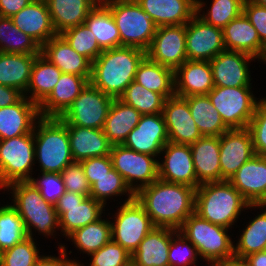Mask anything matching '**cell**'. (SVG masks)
<instances>
[{
  "label": "cell",
  "mask_w": 266,
  "mask_h": 266,
  "mask_svg": "<svg viewBox=\"0 0 266 266\" xmlns=\"http://www.w3.org/2000/svg\"><path fill=\"white\" fill-rule=\"evenodd\" d=\"M196 188L157 179L141 188L135 198L145 208L155 227L174 230L195 212Z\"/></svg>",
  "instance_id": "obj_1"
},
{
  "label": "cell",
  "mask_w": 266,
  "mask_h": 266,
  "mask_svg": "<svg viewBox=\"0 0 266 266\" xmlns=\"http://www.w3.org/2000/svg\"><path fill=\"white\" fill-rule=\"evenodd\" d=\"M3 190L12 194L10 203H13L12 206L23 220L28 237L33 238V233L37 231L46 238H52L53 235L56 236L57 230L60 231L55 205L44 200L31 182H13Z\"/></svg>",
  "instance_id": "obj_4"
},
{
  "label": "cell",
  "mask_w": 266,
  "mask_h": 266,
  "mask_svg": "<svg viewBox=\"0 0 266 266\" xmlns=\"http://www.w3.org/2000/svg\"><path fill=\"white\" fill-rule=\"evenodd\" d=\"M67 43L91 63L102 53L97 39L85 23L69 28L60 34Z\"/></svg>",
  "instance_id": "obj_46"
},
{
  "label": "cell",
  "mask_w": 266,
  "mask_h": 266,
  "mask_svg": "<svg viewBox=\"0 0 266 266\" xmlns=\"http://www.w3.org/2000/svg\"><path fill=\"white\" fill-rule=\"evenodd\" d=\"M229 182L250 205L266 204V156L254 155Z\"/></svg>",
  "instance_id": "obj_21"
},
{
  "label": "cell",
  "mask_w": 266,
  "mask_h": 266,
  "mask_svg": "<svg viewBox=\"0 0 266 266\" xmlns=\"http://www.w3.org/2000/svg\"><path fill=\"white\" fill-rule=\"evenodd\" d=\"M41 54L62 73L86 77L90 81L92 63L78 54L60 34L49 39L41 47Z\"/></svg>",
  "instance_id": "obj_25"
},
{
  "label": "cell",
  "mask_w": 266,
  "mask_h": 266,
  "mask_svg": "<svg viewBox=\"0 0 266 266\" xmlns=\"http://www.w3.org/2000/svg\"><path fill=\"white\" fill-rule=\"evenodd\" d=\"M190 147L198 182H220V137L202 136Z\"/></svg>",
  "instance_id": "obj_29"
},
{
  "label": "cell",
  "mask_w": 266,
  "mask_h": 266,
  "mask_svg": "<svg viewBox=\"0 0 266 266\" xmlns=\"http://www.w3.org/2000/svg\"><path fill=\"white\" fill-rule=\"evenodd\" d=\"M11 19L20 31L32 37L40 47L57 35L45 0H33Z\"/></svg>",
  "instance_id": "obj_22"
},
{
  "label": "cell",
  "mask_w": 266,
  "mask_h": 266,
  "mask_svg": "<svg viewBox=\"0 0 266 266\" xmlns=\"http://www.w3.org/2000/svg\"><path fill=\"white\" fill-rule=\"evenodd\" d=\"M34 146L40 172L61 173L74 162L67 125L59 117H40L36 121Z\"/></svg>",
  "instance_id": "obj_5"
},
{
  "label": "cell",
  "mask_w": 266,
  "mask_h": 266,
  "mask_svg": "<svg viewBox=\"0 0 266 266\" xmlns=\"http://www.w3.org/2000/svg\"><path fill=\"white\" fill-rule=\"evenodd\" d=\"M169 141L162 113L142 115L122 144L136 152L158 157Z\"/></svg>",
  "instance_id": "obj_18"
},
{
  "label": "cell",
  "mask_w": 266,
  "mask_h": 266,
  "mask_svg": "<svg viewBox=\"0 0 266 266\" xmlns=\"http://www.w3.org/2000/svg\"><path fill=\"white\" fill-rule=\"evenodd\" d=\"M59 248L58 253L60 254L59 256H51V255H42L37 262L35 263L34 266H77L80 262L79 260H71L69 259L67 255V249L64 244L58 245ZM67 257V258H66Z\"/></svg>",
  "instance_id": "obj_55"
},
{
  "label": "cell",
  "mask_w": 266,
  "mask_h": 266,
  "mask_svg": "<svg viewBox=\"0 0 266 266\" xmlns=\"http://www.w3.org/2000/svg\"><path fill=\"white\" fill-rule=\"evenodd\" d=\"M0 52L40 54L41 47L32 37L20 31L11 18L0 16Z\"/></svg>",
  "instance_id": "obj_41"
},
{
  "label": "cell",
  "mask_w": 266,
  "mask_h": 266,
  "mask_svg": "<svg viewBox=\"0 0 266 266\" xmlns=\"http://www.w3.org/2000/svg\"><path fill=\"white\" fill-rule=\"evenodd\" d=\"M256 58L239 51L224 50L209 61L214 86L244 87L251 85L250 63Z\"/></svg>",
  "instance_id": "obj_17"
},
{
  "label": "cell",
  "mask_w": 266,
  "mask_h": 266,
  "mask_svg": "<svg viewBox=\"0 0 266 266\" xmlns=\"http://www.w3.org/2000/svg\"><path fill=\"white\" fill-rule=\"evenodd\" d=\"M168 258L170 266H196V262L200 260L194 244L187 240L179 230L174 229H171Z\"/></svg>",
  "instance_id": "obj_48"
},
{
  "label": "cell",
  "mask_w": 266,
  "mask_h": 266,
  "mask_svg": "<svg viewBox=\"0 0 266 266\" xmlns=\"http://www.w3.org/2000/svg\"><path fill=\"white\" fill-rule=\"evenodd\" d=\"M32 133L0 140V190L17 181H29L35 166Z\"/></svg>",
  "instance_id": "obj_8"
},
{
  "label": "cell",
  "mask_w": 266,
  "mask_h": 266,
  "mask_svg": "<svg viewBox=\"0 0 266 266\" xmlns=\"http://www.w3.org/2000/svg\"><path fill=\"white\" fill-rule=\"evenodd\" d=\"M224 50L221 28L206 23L197 13L186 23L187 60L210 61Z\"/></svg>",
  "instance_id": "obj_15"
},
{
  "label": "cell",
  "mask_w": 266,
  "mask_h": 266,
  "mask_svg": "<svg viewBox=\"0 0 266 266\" xmlns=\"http://www.w3.org/2000/svg\"><path fill=\"white\" fill-rule=\"evenodd\" d=\"M29 182H31L40 191L44 200L54 205L65 193V186L60 173L41 172L37 179L36 177H32Z\"/></svg>",
  "instance_id": "obj_51"
},
{
  "label": "cell",
  "mask_w": 266,
  "mask_h": 266,
  "mask_svg": "<svg viewBox=\"0 0 266 266\" xmlns=\"http://www.w3.org/2000/svg\"><path fill=\"white\" fill-rule=\"evenodd\" d=\"M146 56L175 71L187 60L186 24L157 27Z\"/></svg>",
  "instance_id": "obj_14"
},
{
  "label": "cell",
  "mask_w": 266,
  "mask_h": 266,
  "mask_svg": "<svg viewBox=\"0 0 266 266\" xmlns=\"http://www.w3.org/2000/svg\"><path fill=\"white\" fill-rule=\"evenodd\" d=\"M80 163L90 186L113 168L110 155L89 158Z\"/></svg>",
  "instance_id": "obj_54"
},
{
  "label": "cell",
  "mask_w": 266,
  "mask_h": 266,
  "mask_svg": "<svg viewBox=\"0 0 266 266\" xmlns=\"http://www.w3.org/2000/svg\"><path fill=\"white\" fill-rule=\"evenodd\" d=\"M255 208H262L259 209L262 213L251 219L242 230L240 238L234 244L236 258L243 259L252 253L266 251V204L255 205Z\"/></svg>",
  "instance_id": "obj_39"
},
{
  "label": "cell",
  "mask_w": 266,
  "mask_h": 266,
  "mask_svg": "<svg viewBox=\"0 0 266 266\" xmlns=\"http://www.w3.org/2000/svg\"><path fill=\"white\" fill-rule=\"evenodd\" d=\"M247 266H266V251L252 253L243 258Z\"/></svg>",
  "instance_id": "obj_58"
},
{
  "label": "cell",
  "mask_w": 266,
  "mask_h": 266,
  "mask_svg": "<svg viewBox=\"0 0 266 266\" xmlns=\"http://www.w3.org/2000/svg\"><path fill=\"white\" fill-rule=\"evenodd\" d=\"M110 158L113 168L136 194L158 179L159 157L142 154L123 145H112Z\"/></svg>",
  "instance_id": "obj_12"
},
{
  "label": "cell",
  "mask_w": 266,
  "mask_h": 266,
  "mask_svg": "<svg viewBox=\"0 0 266 266\" xmlns=\"http://www.w3.org/2000/svg\"><path fill=\"white\" fill-rule=\"evenodd\" d=\"M222 31L226 50L247 53L258 61L262 57L265 45L243 12L230 21Z\"/></svg>",
  "instance_id": "obj_28"
},
{
  "label": "cell",
  "mask_w": 266,
  "mask_h": 266,
  "mask_svg": "<svg viewBox=\"0 0 266 266\" xmlns=\"http://www.w3.org/2000/svg\"><path fill=\"white\" fill-rule=\"evenodd\" d=\"M162 114L169 142L190 145L202 137L184 97L174 95L165 99Z\"/></svg>",
  "instance_id": "obj_20"
},
{
  "label": "cell",
  "mask_w": 266,
  "mask_h": 266,
  "mask_svg": "<svg viewBox=\"0 0 266 266\" xmlns=\"http://www.w3.org/2000/svg\"><path fill=\"white\" fill-rule=\"evenodd\" d=\"M255 209L227 180L200 184L195 192V213L212 224L232 228L245 209Z\"/></svg>",
  "instance_id": "obj_3"
},
{
  "label": "cell",
  "mask_w": 266,
  "mask_h": 266,
  "mask_svg": "<svg viewBox=\"0 0 266 266\" xmlns=\"http://www.w3.org/2000/svg\"><path fill=\"white\" fill-rule=\"evenodd\" d=\"M146 52L120 46L103 50L92 62L90 83L113 99H119L134 81L139 63Z\"/></svg>",
  "instance_id": "obj_2"
},
{
  "label": "cell",
  "mask_w": 266,
  "mask_h": 266,
  "mask_svg": "<svg viewBox=\"0 0 266 266\" xmlns=\"http://www.w3.org/2000/svg\"><path fill=\"white\" fill-rule=\"evenodd\" d=\"M128 193V194H127ZM128 195L124 203L135 199V193L125 182L124 178L112 168L106 175L97 178L90 186V197L107 205V199Z\"/></svg>",
  "instance_id": "obj_44"
},
{
  "label": "cell",
  "mask_w": 266,
  "mask_h": 266,
  "mask_svg": "<svg viewBox=\"0 0 266 266\" xmlns=\"http://www.w3.org/2000/svg\"><path fill=\"white\" fill-rule=\"evenodd\" d=\"M23 96L19 90L0 84V108L14 105Z\"/></svg>",
  "instance_id": "obj_57"
},
{
  "label": "cell",
  "mask_w": 266,
  "mask_h": 266,
  "mask_svg": "<svg viewBox=\"0 0 266 266\" xmlns=\"http://www.w3.org/2000/svg\"><path fill=\"white\" fill-rule=\"evenodd\" d=\"M111 10L121 38V46L147 51L157 26L136 0H104Z\"/></svg>",
  "instance_id": "obj_7"
},
{
  "label": "cell",
  "mask_w": 266,
  "mask_h": 266,
  "mask_svg": "<svg viewBox=\"0 0 266 266\" xmlns=\"http://www.w3.org/2000/svg\"><path fill=\"white\" fill-rule=\"evenodd\" d=\"M105 207L93 197L65 191L55 204L60 233L67 237L73 231L98 221L105 213Z\"/></svg>",
  "instance_id": "obj_13"
},
{
  "label": "cell",
  "mask_w": 266,
  "mask_h": 266,
  "mask_svg": "<svg viewBox=\"0 0 266 266\" xmlns=\"http://www.w3.org/2000/svg\"><path fill=\"white\" fill-rule=\"evenodd\" d=\"M37 55L0 52V84L15 88L24 95Z\"/></svg>",
  "instance_id": "obj_33"
},
{
  "label": "cell",
  "mask_w": 266,
  "mask_h": 266,
  "mask_svg": "<svg viewBox=\"0 0 266 266\" xmlns=\"http://www.w3.org/2000/svg\"><path fill=\"white\" fill-rule=\"evenodd\" d=\"M88 83L86 77L62 73L53 91L39 105L40 117H60Z\"/></svg>",
  "instance_id": "obj_26"
},
{
  "label": "cell",
  "mask_w": 266,
  "mask_h": 266,
  "mask_svg": "<svg viewBox=\"0 0 266 266\" xmlns=\"http://www.w3.org/2000/svg\"><path fill=\"white\" fill-rule=\"evenodd\" d=\"M135 82L165 99L175 95L174 70L152 61L147 56L139 63Z\"/></svg>",
  "instance_id": "obj_36"
},
{
  "label": "cell",
  "mask_w": 266,
  "mask_h": 266,
  "mask_svg": "<svg viewBox=\"0 0 266 266\" xmlns=\"http://www.w3.org/2000/svg\"><path fill=\"white\" fill-rule=\"evenodd\" d=\"M89 256L90 266H131V254L112 239ZM77 266H84V263Z\"/></svg>",
  "instance_id": "obj_49"
},
{
  "label": "cell",
  "mask_w": 266,
  "mask_h": 266,
  "mask_svg": "<svg viewBox=\"0 0 266 266\" xmlns=\"http://www.w3.org/2000/svg\"><path fill=\"white\" fill-rule=\"evenodd\" d=\"M80 253L91 254L98 251L111 237V220L99 219L98 221L88 224L82 228L73 231L67 236Z\"/></svg>",
  "instance_id": "obj_40"
},
{
  "label": "cell",
  "mask_w": 266,
  "mask_h": 266,
  "mask_svg": "<svg viewBox=\"0 0 266 266\" xmlns=\"http://www.w3.org/2000/svg\"><path fill=\"white\" fill-rule=\"evenodd\" d=\"M73 160H83L110 155L112 144L103 129L67 126Z\"/></svg>",
  "instance_id": "obj_30"
},
{
  "label": "cell",
  "mask_w": 266,
  "mask_h": 266,
  "mask_svg": "<svg viewBox=\"0 0 266 266\" xmlns=\"http://www.w3.org/2000/svg\"><path fill=\"white\" fill-rule=\"evenodd\" d=\"M65 191L90 196V185L80 162L67 165L60 173Z\"/></svg>",
  "instance_id": "obj_52"
},
{
  "label": "cell",
  "mask_w": 266,
  "mask_h": 266,
  "mask_svg": "<svg viewBox=\"0 0 266 266\" xmlns=\"http://www.w3.org/2000/svg\"><path fill=\"white\" fill-rule=\"evenodd\" d=\"M57 34L85 22L97 5L93 0H45Z\"/></svg>",
  "instance_id": "obj_32"
},
{
  "label": "cell",
  "mask_w": 266,
  "mask_h": 266,
  "mask_svg": "<svg viewBox=\"0 0 266 266\" xmlns=\"http://www.w3.org/2000/svg\"><path fill=\"white\" fill-rule=\"evenodd\" d=\"M33 0H0V16L11 18Z\"/></svg>",
  "instance_id": "obj_56"
},
{
  "label": "cell",
  "mask_w": 266,
  "mask_h": 266,
  "mask_svg": "<svg viewBox=\"0 0 266 266\" xmlns=\"http://www.w3.org/2000/svg\"><path fill=\"white\" fill-rule=\"evenodd\" d=\"M248 129L252 135L255 155L266 156V97L259 100Z\"/></svg>",
  "instance_id": "obj_50"
},
{
  "label": "cell",
  "mask_w": 266,
  "mask_h": 266,
  "mask_svg": "<svg viewBox=\"0 0 266 266\" xmlns=\"http://www.w3.org/2000/svg\"><path fill=\"white\" fill-rule=\"evenodd\" d=\"M243 13L257 30L260 41L266 45V7L244 0Z\"/></svg>",
  "instance_id": "obj_53"
},
{
  "label": "cell",
  "mask_w": 266,
  "mask_h": 266,
  "mask_svg": "<svg viewBox=\"0 0 266 266\" xmlns=\"http://www.w3.org/2000/svg\"><path fill=\"white\" fill-rule=\"evenodd\" d=\"M28 237L23 220L12 206H0V253Z\"/></svg>",
  "instance_id": "obj_45"
},
{
  "label": "cell",
  "mask_w": 266,
  "mask_h": 266,
  "mask_svg": "<svg viewBox=\"0 0 266 266\" xmlns=\"http://www.w3.org/2000/svg\"><path fill=\"white\" fill-rule=\"evenodd\" d=\"M115 214L111 221L112 240L132 255L155 225L136 198L123 203Z\"/></svg>",
  "instance_id": "obj_10"
},
{
  "label": "cell",
  "mask_w": 266,
  "mask_h": 266,
  "mask_svg": "<svg viewBox=\"0 0 266 266\" xmlns=\"http://www.w3.org/2000/svg\"><path fill=\"white\" fill-rule=\"evenodd\" d=\"M213 266H247L246 262L240 258H230L212 263Z\"/></svg>",
  "instance_id": "obj_59"
},
{
  "label": "cell",
  "mask_w": 266,
  "mask_h": 266,
  "mask_svg": "<svg viewBox=\"0 0 266 266\" xmlns=\"http://www.w3.org/2000/svg\"><path fill=\"white\" fill-rule=\"evenodd\" d=\"M211 2L205 13L203 10L207 5L204 0H196V13L206 23L221 29L243 12L244 0H211Z\"/></svg>",
  "instance_id": "obj_42"
},
{
  "label": "cell",
  "mask_w": 266,
  "mask_h": 266,
  "mask_svg": "<svg viewBox=\"0 0 266 266\" xmlns=\"http://www.w3.org/2000/svg\"><path fill=\"white\" fill-rule=\"evenodd\" d=\"M113 100L89 82L59 118L67 126L103 129Z\"/></svg>",
  "instance_id": "obj_11"
},
{
  "label": "cell",
  "mask_w": 266,
  "mask_h": 266,
  "mask_svg": "<svg viewBox=\"0 0 266 266\" xmlns=\"http://www.w3.org/2000/svg\"><path fill=\"white\" fill-rule=\"evenodd\" d=\"M250 1L257 4V5L266 7V0H250Z\"/></svg>",
  "instance_id": "obj_60"
},
{
  "label": "cell",
  "mask_w": 266,
  "mask_h": 266,
  "mask_svg": "<svg viewBox=\"0 0 266 266\" xmlns=\"http://www.w3.org/2000/svg\"><path fill=\"white\" fill-rule=\"evenodd\" d=\"M39 118V106L25 96L14 105L0 108V140L32 133Z\"/></svg>",
  "instance_id": "obj_24"
},
{
  "label": "cell",
  "mask_w": 266,
  "mask_h": 266,
  "mask_svg": "<svg viewBox=\"0 0 266 266\" xmlns=\"http://www.w3.org/2000/svg\"><path fill=\"white\" fill-rule=\"evenodd\" d=\"M174 80L175 95L184 98L207 95L214 88L209 61L186 60L174 71Z\"/></svg>",
  "instance_id": "obj_23"
},
{
  "label": "cell",
  "mask_w": 266,
  "mask_h": 266,
  "mask_svg": "<svg viewBox=\"0 0 266 266\" xmlns=\"http://www.w3.org/2000/svg\"><path fill=\"white\" fill-rule=\"evenodd\" d=\"M161 154L164 159L158 161V179L193 188L200 185L195 173L189 144H176L168 141L160 156Z\"/></svg>",
  "instance_id": "obj_16"
},
{
  "label": "cell",
  "mask_w": 266,
  "mask_h": 266,
  "mask_svg": "<svg viewBox=\"0 0 266 266\" xmlns=\"http://www.w3.org/2000/svg\"><path fill=\"white\" fill-rule=\"evenodd\" d=\"M36 239L27 237L0 253V266H34L42 256L35 243Z\"/></svg>",
  "instance_id": "obj_47"
},
{
  "label": "cell",
  "mask_w": 266,
  "mask_h": 266,
  "mask_svg": "<svg viewBox=\"0 0 266 266\" xmlns=\"http://www.w3.org/2000/svg\"><path fill=\"white\" fill-rule=\"evenodd\" d=\"M61 74L62 72L53 63L41 53L38 54L35 58L29 85L24 96L39 106L53 91Z\"/></svg>",
  "instance_id": "obj_35"
},
{
  "label": "cell",
  "mask_w": 266,
  "mask_h": 266,
  "mask_svg": "<svg viewBox=\"0 0 266 266\" xmlns=\"http://www.w3.org/2000/svg\"><path fill=\"white\" fill-rule=\"evenodd\" d=\"M185 99L188 101L192 118L202 136L220 137L229 130L208 95H192Z\"/></svg>",
  "instance_id": "obj_37"
},
{
  "label": "cell",
  "mask_w": 266,
  "mask_h": 266,
  "mask_svg": "<svg viewBox=\"0 0 266 266\" xmlns=\"http://www.w3.org/2000/svg\"><path fill=\"white\" fill-rule=\"evenodd\" d=\"M179 231L194 244L200 258L208 264L235 257V245L228 235V228L212 224L195 212L185 219Z\"/></svg>",
  "instance_id": "obj_6"
},
{
  "label": "cell",
  "mask_w": 266,
  "mask_h": 266,
  "mask_svg": "<svg viewBox=\"0 0 266 266\" xmlns=\"http://www.w3.org/2000/svg\"><path fill=\"white\" fill-rule=\"evenodd\" d=\"M251 90V86H214L207 94L229 129L248 128L259 102Z\"/></svg>",
  "instance_id": "obj_9"
},
{
  "label": "cell",
  "mask_w": 266,
  "mask_h": 266,
  "mask_svg": "<svg viewBox=\"0 0 266 266\" xmlns=\"http://www.w3.org/2000/svg\"><path fill=\"white\" fill-rule=\"evenodd\" d=\"M96 4L103 3L104 0H93Z\"/></svg>",
  "instance_id": "obj_62"
},
{
  "label": "cell",
  "mask_w": 266,
  "mask_h": 266,
  "mask_svg": "<svg viewBox=\"0 0 266 266\" xmlns=\"http://www.w3.org/2000/svg\"><path fill=\"white\" fill-rule=\"evenodd\" d=\"M261 60V62L263 61L264 64H266V45H265V49H264V52H263V55L262 57L259 59V61Z\"/></svg>",
  "instance_id": "obj_61"
},
{
  "label": "cell",
  "mask_w": 266,
  "mask_h": 266,
  "mask_svg": "<svg viewBox=\"0 0 266 266\" xmlns=\"http://www.w3.org/2000/svg\"><path fill=\"white\" fill-rule=\"evenodd\" d=\"M141 116L142 114L132 106L114 99L103 127L109 142L112 145H122L128 134L139 123Z\"/></svg>",
  "instance_id": "obj_34"
},
{
  "label": "cell",
  "mask_w": 266,
  "mask_h": 266,
  "mask_svg": "<svg viewBox=\"0 0 266 266\" xmlns=\"http://www.w3.org/2000/svg\"><path fill=\"white\" fill-rule=\"evenodd\" d=\"M103 49L121 46V38L111 10L104 4H97L88 14L84 22Z\"/></svg>",
  "instance_id": "obj_38"
},
{
  "label": "cell",
  "mask_w": 266,
  "mask_h": 266,
  "mask_svg": "<svg viewBox=\"0 0 266 266\" xmlns=\"http://www.w3.org/2000/svg\"><path fill=\"white\" fill-rule=\"evenodd\" d=\"M119 100L132 106L142 115L162 113L165 98L133 81L119 97Z\"/></svg>",
  "instance_id": "obj_43"
},
{
  "label": "cell",
  "mask_w": 266,
  "mask_h": 266,
  "mask_svg": "<svg viewBox=\"0 0 266 266\" xmlns=\"http://www.w3.org/2000/svg\"><path fill=\"white\" fill-rule=\"evenodd\" d=\"M255 155L248 128L229 129L220 136L221 181L229 179Z\"/></svg>",
  "instance_id": "obj_19"
},
{
  "label": "cell",
  "mask_w": 266,
  "mask_h": 266,
  "mask_svg": "<svg viewBox=\"0 0 266 266\" xmlns=\"http://www.w3.org/2000/svg\"><path fill=\"white\" fill-rule=\"evenodd\" d=\"M157 27L186 24L196 14V0H136Z\"/></svg>",
  "instance_id": "obj_27"
},
{
  "label": "cell",
  "mask_w": 266,
  "mask_h": 266,
  "mask_svg": "<svg viewBox=\"0 0 266 266\" xmlns=\"http://www.w3.org/2000/svg\"><path fill=\"white\" fill-rule=\"evenodd\" d=\"M171 228L154 227L131 255V266H170Z\"/></svg>",
  "instance_id": "obj_31"
}]
</instances>
